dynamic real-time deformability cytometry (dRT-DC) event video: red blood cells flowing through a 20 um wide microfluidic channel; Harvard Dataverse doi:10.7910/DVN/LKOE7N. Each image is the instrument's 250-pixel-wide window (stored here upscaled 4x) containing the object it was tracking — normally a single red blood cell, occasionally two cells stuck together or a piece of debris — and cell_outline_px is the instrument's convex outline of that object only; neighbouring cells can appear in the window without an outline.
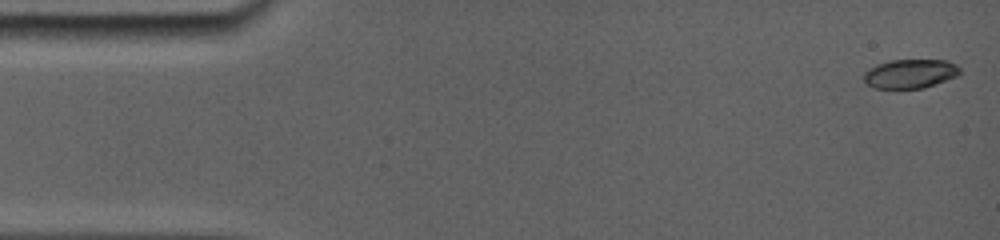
{"species": "common noctule bat (a hibernating species)", "species_latin": "Nyctalus noctula", "temperature_condition": "room temperature", "stored_images_in_passage": 5, "camera_frame_rate_fps": 5000, "um_per_image_px": 0.085, "animal": {"sex": "female", "body_mass_g": 19.0, "forearm_length_mm": 56.7}, "frame": {"image": 1, "passage_image": 1, "time_ms": 0.0, "image_size_px": [1000, 240], "cell_outline_px": [[960, 72], [956, 76], [924, 88], [872, 88], [864, 84], [860, 76], [868, 68], [876, 64], [888, 60], [948, 60], [956, 64], [960, 68]], "centroid_in_image_um": [77.27, 6.26], "position_along_channel_um": 7.7, "area_um2": 16.59}}
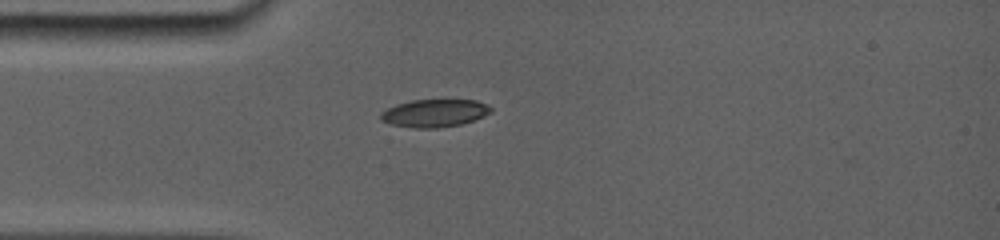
{"frame": {"image": 2, "passage_image": 5, "time_ms": 4.0, "image_size_px": [1000, 240], "cell_outline_px": [[492, 112], [472, 120], [460, 124], [432, 128], [420, 128], [392, 124], [380, 120], [380, 116], [388, 108], [396, 104], [412, 100], [476, 100], [488, 104], [492, 108]], "centroid_in_image_um": [36.96, 9.6], "position_along_channel_um": 48.0, "area_um2": 17.46}}